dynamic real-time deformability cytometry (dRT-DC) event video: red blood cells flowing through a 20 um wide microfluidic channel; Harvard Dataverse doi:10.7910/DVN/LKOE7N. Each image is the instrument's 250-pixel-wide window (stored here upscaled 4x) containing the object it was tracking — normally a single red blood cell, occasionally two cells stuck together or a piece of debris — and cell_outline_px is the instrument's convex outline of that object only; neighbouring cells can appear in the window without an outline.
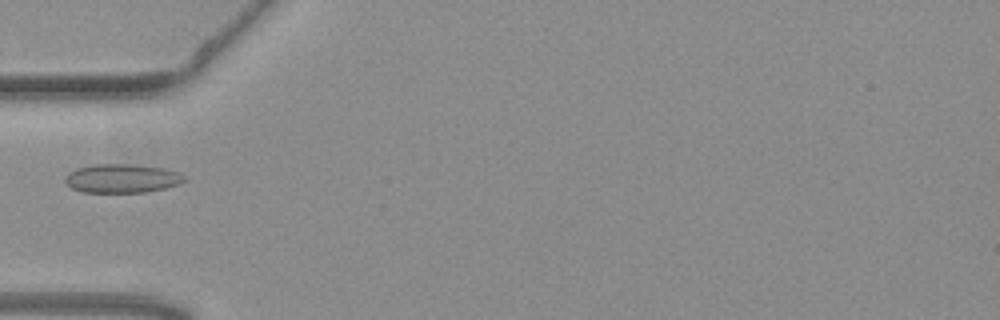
{"species": "common noctule bat (a hibernating species)", "species_latin": "Nyctalus noctula", "temperature_condition": "warm", "stored_images_in_passage": 22, "camera_frame_rate_fps": 3000, "um_per_image_px": 0.085, "animal": {"sex": "female", "body_mass_g": 19.3, "forearm_length_mm": 54.1}, "frame": {"image": 1, "passage_image": 1, "time_ms": 0.0, "image_size_px": [1000, 320], "cell_outline_px": [[188, 180], [180, 184], [164, 188], [144, 192], [80, 192], [72, 188], [64, 180], [64, 176], [68, 172], [76, 168], [92, 164], [132, 164], [164, 168], [180, 172], [188, 176]], "centroid_in_image_um": [10.4, 15.15], "position_along_channel_um": 74.6, "area_um2": 20.35}}
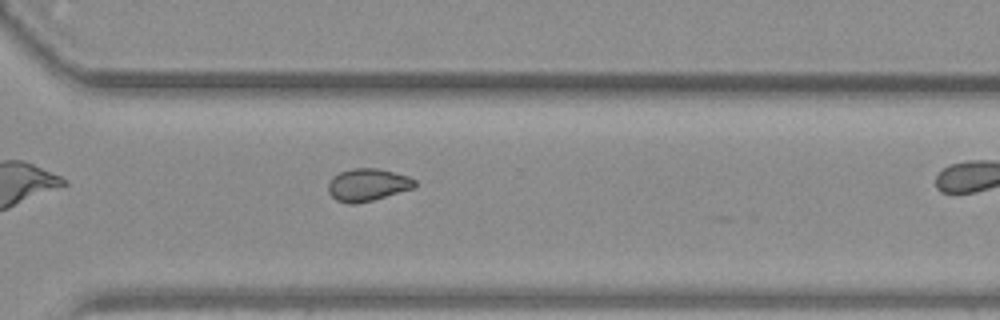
{"frame": {"image": 2, "passage_image": 18, "time_ms": 5.667, "image_size_px": [1000, 320], "cell_outline_px": [[416, 184], [412, 188], [372, 200], [356, 204], [348, 204], [336, 200], [328, 192], [328, 184], [332, 176], [340, 172], [352, 168], [380, 168], [408, 176], [416, 180]], "centroid_in_image_um": [31.21, 15.7], "position_along_channel_um": 339.4, "area_um2": 16.36}}